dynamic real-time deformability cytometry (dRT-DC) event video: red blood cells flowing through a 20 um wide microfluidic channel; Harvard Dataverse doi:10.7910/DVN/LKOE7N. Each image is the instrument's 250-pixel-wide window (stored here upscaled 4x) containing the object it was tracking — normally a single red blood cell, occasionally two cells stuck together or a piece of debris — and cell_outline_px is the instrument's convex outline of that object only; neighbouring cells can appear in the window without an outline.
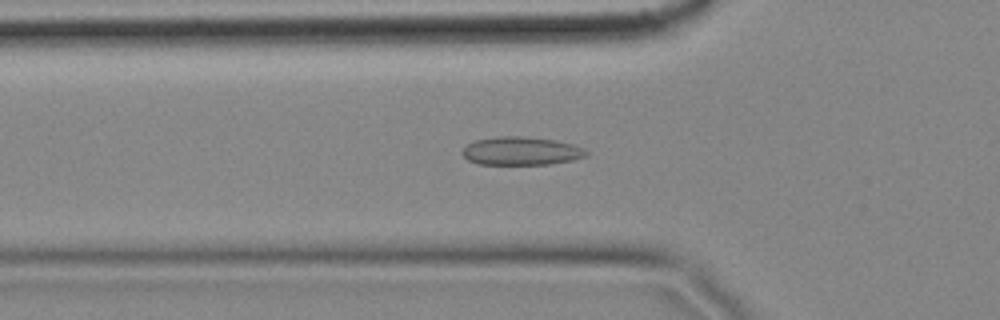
{"species": "common noctule bat (a hibernating species)", "species_latin": "Nyctalus noctula", "temperature_condition": "cold", "stored_images_in_passage": 51, "camera_frame_rate_fps": 3000, "um_per_image_px": 0.085, "animal": {"sex": "female", "body_mass_g": 18.4}, "frame": {"image": 1, "passage_image": 19, "time_ms": 6.0, "image_size_px": [1000, 320], "cell_outline_px": [[588, 156], [572, 160], [548, 164], [480, 164], [468, 160], [460, 152], [468, 144], [476, 140], [496, 136], [520, 136], [552, 140], [572, 144], [584, 148], [588, 152]], "centroid_in_image_um": [44.3, 12.83], "position_along_channel_um": 81.5, "area_um2": 20.29}}
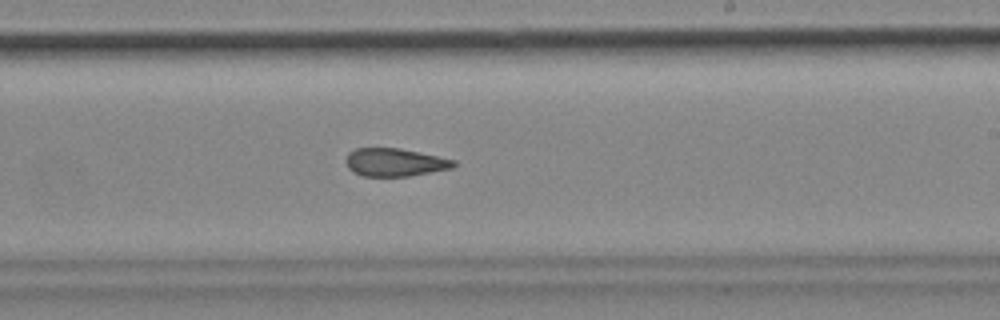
{"frame": {"image": 2, "passage_image": 34, "time_ms": 11.0, "image_size_px": [1000, 320], "cell_outline_px": [[456, 164], [452, 168], [408, 176], [364, 176], [352, 172], [348, 168], [344, 160], [348, 152], [356, 148], [400, 148], [456, 160]], "centroid_in_image_um": [33.52, 13.79], "position_along_channel_um": 255.5, "area_um2": 17.63}}
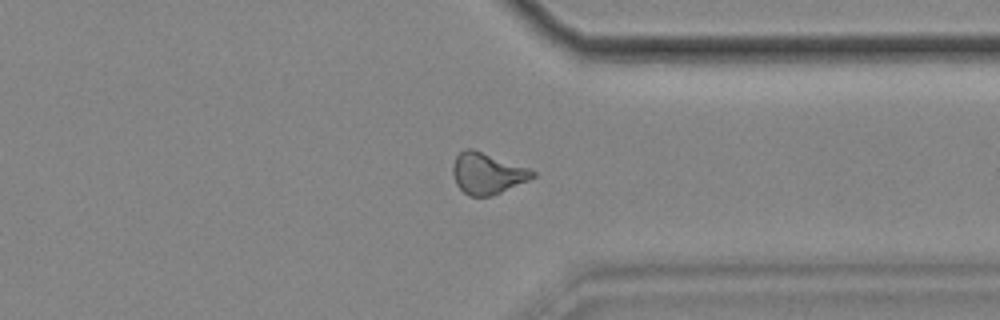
{"frame": {"image": 3, "passage_image": 44, "time_ms": 14.333, "image_size_px": [1000, 320], "cell_outline_px": [[536, 176], [528, 180], [492, 196], [468, 196], [456, 184], [452, 172], [452, 164], [456, 156], [464, 148], [472, 148], [528, 168], [536, 172]], "centroid_in_image_um": [41.39, 14.73], "position_along_channel_um": 370.0, "area_um2": 19.07}, "authors_computed_cell_mechanics": {"area_um2": 19.074, "velocity_mm_per_s": 3.476, "shape_relaxation_time_tau1_ms": null, "shape_relaxation_time_tau2_ms": 3.4359, "deformation_change_tau1": null, "deformation_change_tau2": 0.1001}}